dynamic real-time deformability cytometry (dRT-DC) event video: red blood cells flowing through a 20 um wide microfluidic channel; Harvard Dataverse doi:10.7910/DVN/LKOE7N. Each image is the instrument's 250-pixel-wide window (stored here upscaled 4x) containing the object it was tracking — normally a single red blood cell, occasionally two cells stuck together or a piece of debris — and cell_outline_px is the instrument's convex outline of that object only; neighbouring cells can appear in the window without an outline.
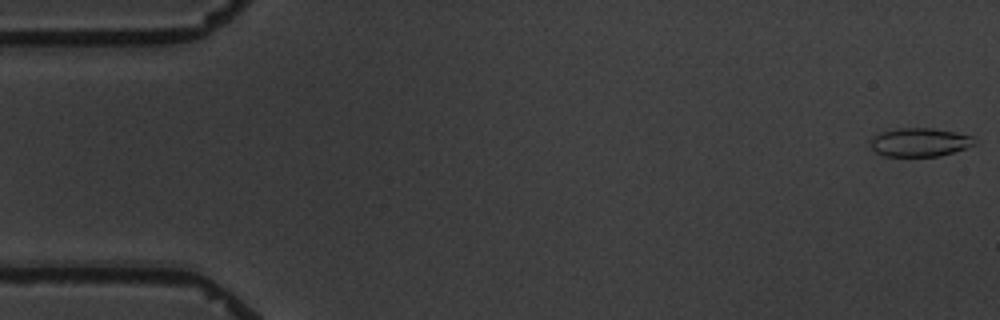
{"species": "common noctule bat (a hibernating species)", "species_latin": "Nyctalus noctula", "temperature_condition": "warm", "stored_images_in_passage": 5, "camera_frame_rate_fps": 3000, "um_per_image_px": 0.085, "animal": {"sex": "male", "body_mass_g": 19.5, "forearm_length_mm": 54.6}, "frame": {"image": 1, "passage_image": 1, "time_ms": 0.0, "image_size_px": [1000, 320], "cell_outline_px": [[976, 144], [940, 156], [884, 156], [876, 152], [872, 148], [872, 136], [880, 132], [900, 128], [932, 128], [956, 132], [972, 136], [976, 140]], "centroid_in_image_um": [78.18, 12.08], "position_along_channel_um": 6.8, "area_um2": 17.22}}